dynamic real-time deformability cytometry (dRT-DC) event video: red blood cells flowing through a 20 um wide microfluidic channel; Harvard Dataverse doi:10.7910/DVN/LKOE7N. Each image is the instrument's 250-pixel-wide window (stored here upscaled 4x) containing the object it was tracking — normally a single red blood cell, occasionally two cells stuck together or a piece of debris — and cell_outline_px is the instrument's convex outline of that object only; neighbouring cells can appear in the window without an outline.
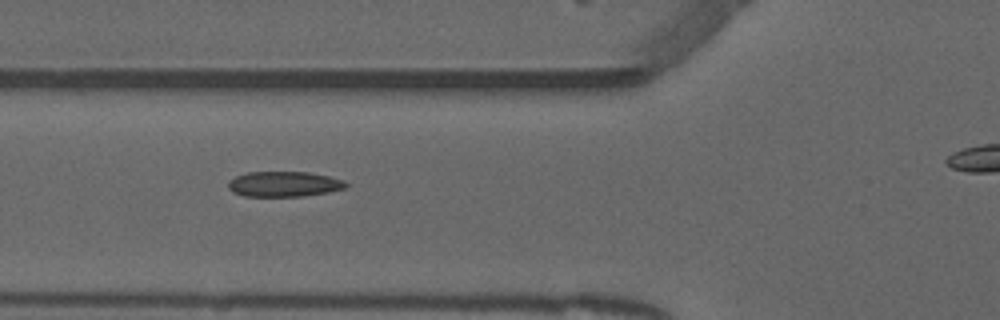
{"species": "common noctule bat (a hibernating species)", "species_latin": "Nyctalus noctula", "temperature_condition": "warm", "stored_images_in_passage": 21, "camera_frame_rate_fps": 3000, "um_per_image_px": 0.085, "animal": {"sex": "male", "forearm_length_mm": 52.5}, "frame": {"image": 1, "passage_image": 3, "time_ms": 0.667, "image_size_px": [1000, 320], "cell_outline_px": [[348, 188], [328, 192], [304, 196], [244, 196], [232, 192], [228, 188], [228, 180], [236, 176], [248, 172], [308, 172], [328, 176], [344, 180], [348, 184]], "centroid_in_image_um": [24.15, 15.65], "position_along_channel_um": 101.7, "area_um2": 17.46}}
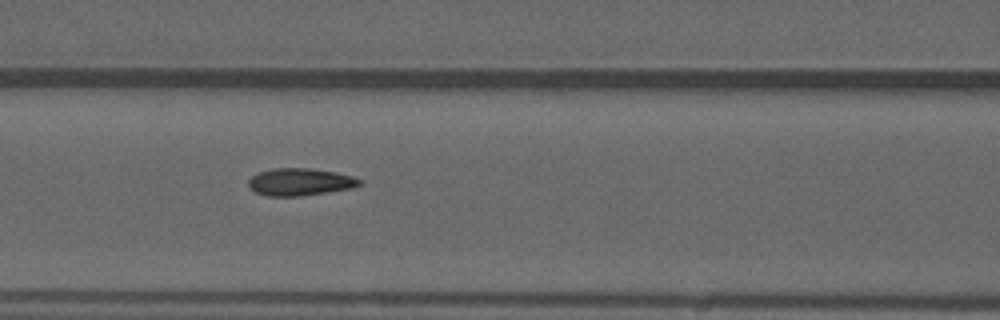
{"frame": {"image": 2, "passage_image": 6, "time_ms": 1.667, "image_size_px": [1000, 320], "cell_outline_px": [[364, 184], [348, 188], [328, 192], [296, 196], [268, 196], [256, 192], [248, 184], [248, 180], [256, 172], [272, 168], [312, 168], [336, 172], [352, 176], [364, 180]], "centroid_in_image_um": [25.51, 15.45], "position_along_channel_um": 141.1, "area_um2": 17.74}}